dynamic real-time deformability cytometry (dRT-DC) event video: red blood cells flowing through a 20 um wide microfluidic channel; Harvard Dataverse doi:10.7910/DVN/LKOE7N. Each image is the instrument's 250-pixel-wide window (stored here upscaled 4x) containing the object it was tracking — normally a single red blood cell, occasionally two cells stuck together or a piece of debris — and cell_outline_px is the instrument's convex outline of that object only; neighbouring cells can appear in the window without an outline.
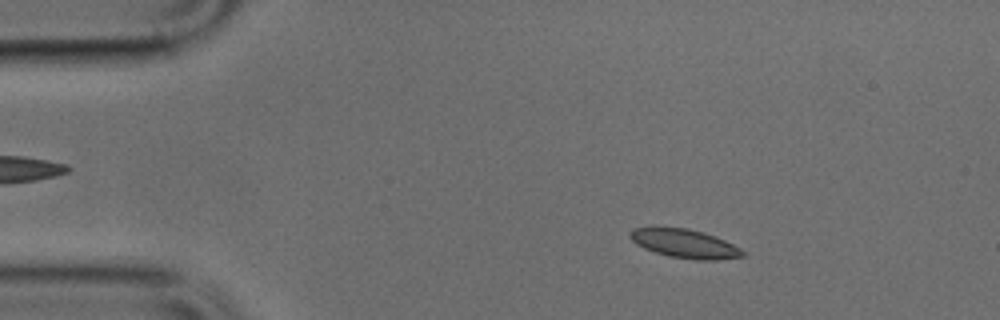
{"species": "common noctule bat (a hibernating species)", "species_latin": "Nyctalus noctula", "temperature_condition": "cold", "stored_images_in_passage": 49, "camera_frame_rate_fps": 3000, "um_per_image_px": 0.085, "animal": {"sex": "male", "body_mass_g": 17.9, "forearm_length_mm": 54.2}, "frame": {"image": 1, "passage_image": 7, "time_ms": 2.0, "image_size_px": [1000, 320], "cell_outline_px": [[744, 256], [716, 260], [696, 260], [668, 256], [644, 248], [636, 244], [628, 236], [628, 232], [632, 228], [688, 228], [704, 232], [724, 240], [740, 248], [744, 252]], "centroid_in_image_um": [58.18, 20.71], "position_along_channel_um": 26.8, "area_um2": 18.73}}
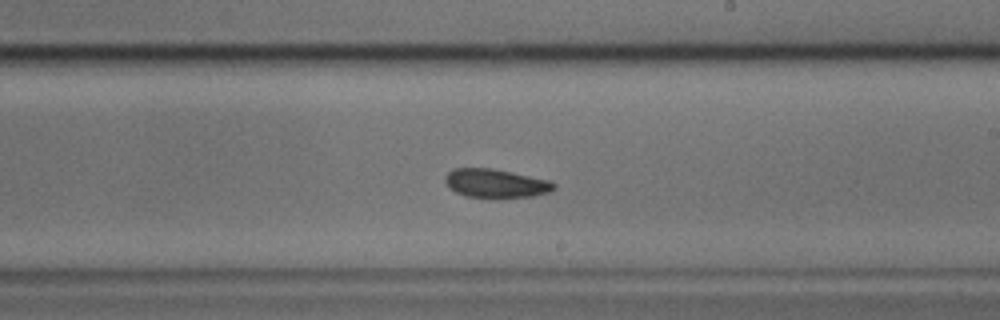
{"frame": {"image": 2, "passage_image": 28, "time_ms": 9.0, "image_size_px": [1000, 320], "cell_outline_px": [[556, 188], [548, 192], [532, 196], [496, 200], [464, 196], [448, 188], [444, 180], [444, 176], [452, 168], [492, 168], [512, 172], [548, 180], [556, 184]], "centroid_in_image_um": [42.09, 15.62], "position_along_channel_um": 246.9, "area_um2": 18.84}}
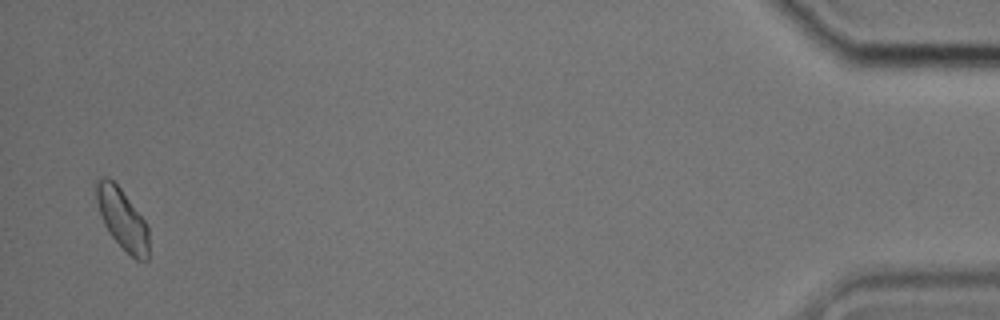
{"frame": {"image": 3, "passage_image": 48, "time_ms": 15.667, "image_size_px": [1000, 320], "cell_outline_px": [[148, 260], [136, 260], [108, 232], [104, 224], [96, 200], [96, 180], [104, 176], [108, 176], [120, 188], [144, 220], [148, 228]], "centroid_in_image_um": [10.38, 18.59], "position_along_channel_um": 424.8, "area_um2": 18.15}}